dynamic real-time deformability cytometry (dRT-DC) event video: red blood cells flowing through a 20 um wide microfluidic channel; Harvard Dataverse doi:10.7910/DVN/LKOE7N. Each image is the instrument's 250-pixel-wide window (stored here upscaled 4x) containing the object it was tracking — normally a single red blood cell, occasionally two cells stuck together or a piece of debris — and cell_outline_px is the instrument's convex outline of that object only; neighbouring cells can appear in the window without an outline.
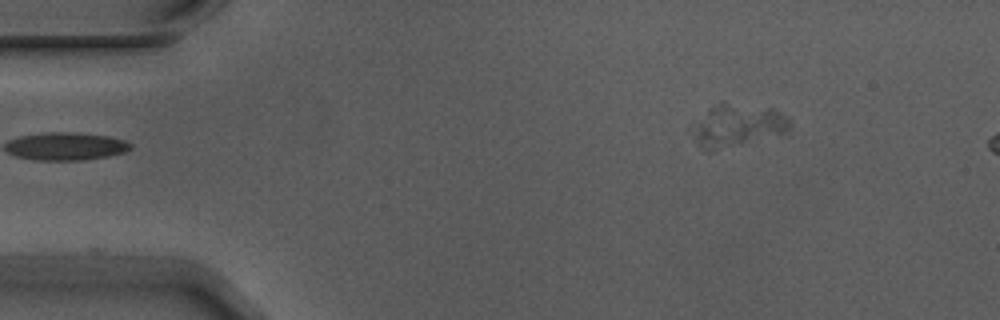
{"species": "Egyptian fruit bat (a non-hibernating species)", "species_latin": "Rousettus aegyptiacus", "temperature_condition": "warm", "stored_images_in_passage": 2, "segment_of_instrument_passage": [2, 2], "camera_frame_rate_fps": 3000, "um_per_image_px": 0.085, "animal": {"sex": "male"}, "frame": {"image": 1, "passage_image": 2, "time_ms": 0.333, "image_size_px": [1000, 320], "cell_outline_px": [[788, 128], [780, 132], [712, 152], [708, 152], [700, 148], [696, 140], [692, 124], [720, 100], [724, 100], [772, 108], [788, 116]], "centroid_in_image_um": [62.59, 10.61], "position_along_channel_um": 22.4, "area_um2": 23.76}}